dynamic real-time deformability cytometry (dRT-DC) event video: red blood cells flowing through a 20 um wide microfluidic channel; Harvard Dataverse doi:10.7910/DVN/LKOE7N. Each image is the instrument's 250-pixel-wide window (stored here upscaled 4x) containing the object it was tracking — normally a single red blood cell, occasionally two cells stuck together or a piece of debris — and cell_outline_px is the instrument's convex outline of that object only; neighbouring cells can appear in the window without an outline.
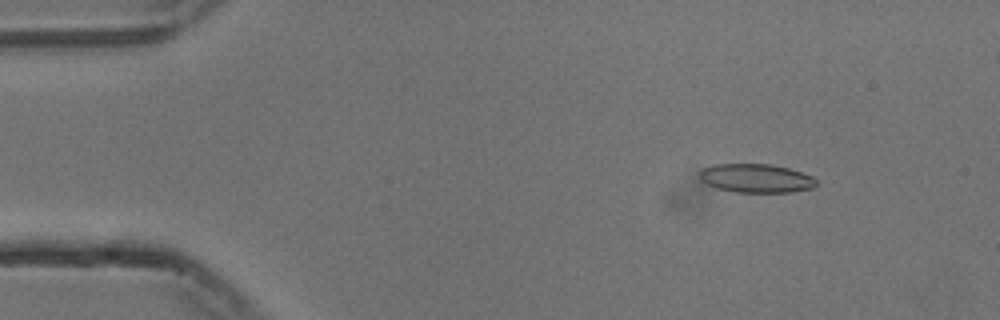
{"species": "common noctule bat (a hibernating species)", "species_latin": "Nyctalus noctula", "temperature_condition": "cold", "stored_images_in_passage": 13, "camera_frame_rate_fps": 3000, "um_per_image_px": 0.085, "animal": {"sex": "male", "body_mass_g": 13.3}, "frame": {"image": 1, "passage_image": 7, "time_ms": 2.0, "image_size_px": [1000, 320], "cell_outline_px": [[816, 184], [812, 188], [792, 192], [736, 192], [716, 188], [700, 180], [700, 172], [704, 168], [716, 164], [772, 164], [788, 168], [812, 176], [816, 180]], "centroid_in_image_um": [64.27, 15.15], "position_along_channel_um": 20.7, "area_um2": 19.42}}